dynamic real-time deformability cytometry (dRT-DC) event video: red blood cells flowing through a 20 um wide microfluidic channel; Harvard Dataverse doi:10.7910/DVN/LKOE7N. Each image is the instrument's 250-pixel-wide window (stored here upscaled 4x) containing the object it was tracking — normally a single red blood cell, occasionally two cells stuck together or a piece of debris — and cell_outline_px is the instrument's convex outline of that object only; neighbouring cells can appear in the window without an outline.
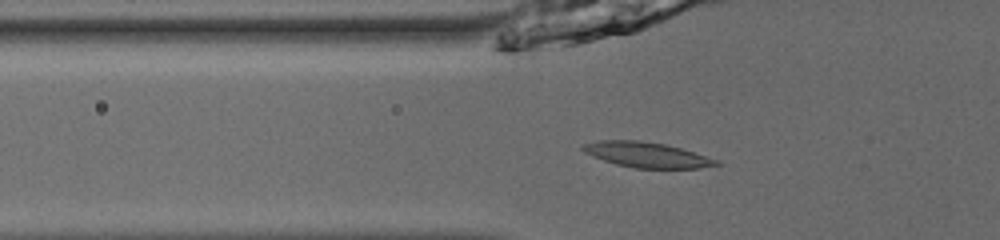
{"species": "common noctule bat (a hibernating species)", "species_latin": "Nyctalus noctula", "temperature_condition": "room temperature", "stored_images_in_passage": 37, "camera_frame_rate_fps": 3000, "um_per_image_px": 0.085, "animal": {"sex": "male", "body_mass_g": 13.0, "forearm_length_mm": 53.1}, "frame": {"image": 1, "passage_image": 4, "time_ms": 1.0, "image_size_px": [1000, 240], "cell_outline_px": [[724, 164], [696, 168], [636, 168], [616, 164], [592, 156], [584, 152], [580, 148], [580, 144], [600, 140], [636, 140], [664, 144], [680, 148], [720, 160]], "centroid_in_image_um": [54.96, 13.15], "position_along_channel_um": 70.8, "area_um2": 19.65}}
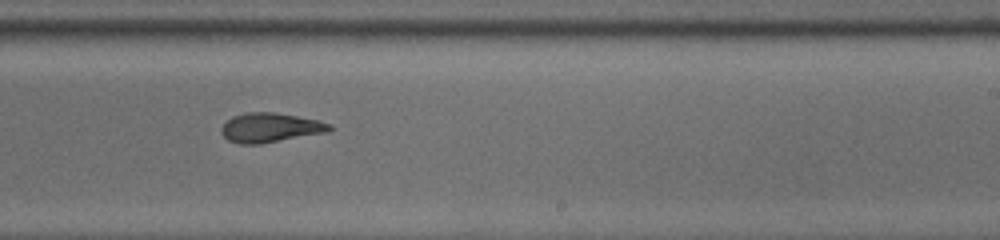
{"frame": {"image": 2, "passage_image": 19, "time_ms": 6.0, "image_size_px": [1000, 240], "cell_outline_px": [[332, 128], [324, 132], [260, 144], [240, 144], [228, 140], [220, 132], [220, 128], [232, 116], [248, 112], [276, 112], [316, 120], [328, 124]], "centroid_in_image_um": [22.88, 10.84], "position_along_channel_um": 266.1, "area_um2": 18.15}}
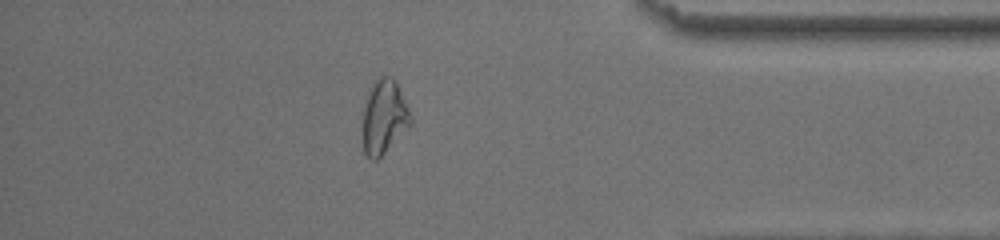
{"frame": {"image": 3, "passage_image": 31, "time_ms": 10.0, "image_size_px": [1000, 240], "cell_outline_px": [[412, 124], [376, 160], [372, 160], [364, 152], [364, 104], [376, 80], [380, 76], [392, 76], [396, 80], [412, 116]], "centroid_in_image_um": [32.68, 9.92], "position_along_channel_um": 402.5, "area_um2": 20.17}, "authors_computed_cell_mechanics": {"area_um2": 18.785, "velocity_mm_per_s": 3.9168, "shape_relaxation_time_tau1_ms": 4.3901, "shape_relaxation_time_tau2_ms": 2.0235, "deformation_change_tau1": 0.164, "deformation_change_tau2": 0.0815}}